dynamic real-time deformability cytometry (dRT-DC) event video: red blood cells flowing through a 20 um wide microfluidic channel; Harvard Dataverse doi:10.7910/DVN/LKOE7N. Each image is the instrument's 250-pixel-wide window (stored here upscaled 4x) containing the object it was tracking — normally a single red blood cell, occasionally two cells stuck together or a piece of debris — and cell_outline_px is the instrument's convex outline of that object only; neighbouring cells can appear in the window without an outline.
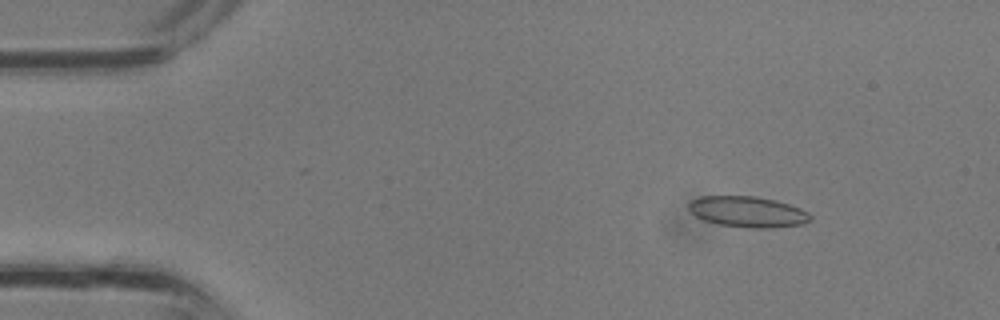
{"species": "common noctule bat (a hibernating species)", "species_latin": "Nyctalus noctula", "temperature_condition": "room temperature", "stored_images_in_passage": 34, "camera_frame_rate_fps": 3000, "um_per_image_px": 0.085, "animal": {"sex": "male", "body_mass_g": 13.3}, "frame": {"image": 1, "passage_image": 5, "time_ms": 1.333, "image_size_px": [1000, 320], "cell_outline_px": [[812, 220], [804, 224], [772, 228], [752, 228], [720, 224], [704, 220], [696, 216], [688, 208], [688, 204], [692, 200], [700, 196], [756, 196], [776, 200], [800, 208], [808, 212], [812, 216]], "centroid_in_image_um": [63.59, 18.0], "position_along_channel_um": 21.4, "area_um2": 21.91}}
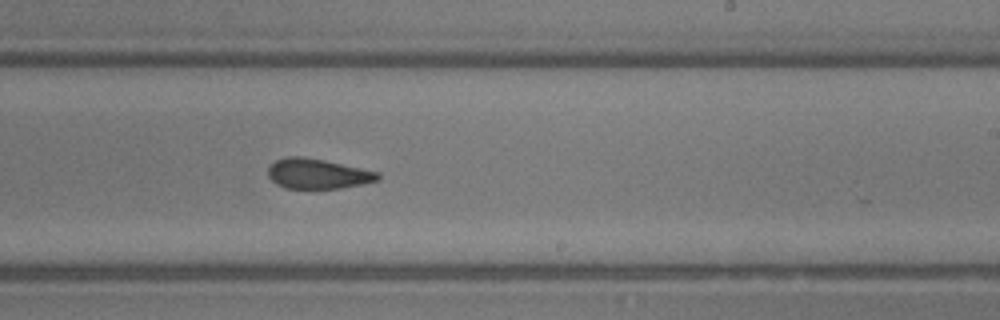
{"frame": {"image": 2, "passage_image": 21, "time_ms": 6.667, "image_size_px": [1000, 320], "cell_outline_px": [[380, 180], [364, 184], [340, 188], [284, 188], [276, 184], [268, 176], [268, 168], [276, 160], [288, 156], [300, 156], [324, 160], [380, 172]], "centroid_in_image_um": [27.03, 14.77], "position_along_channel_um": 262.0, "area_um2": 19.25}}
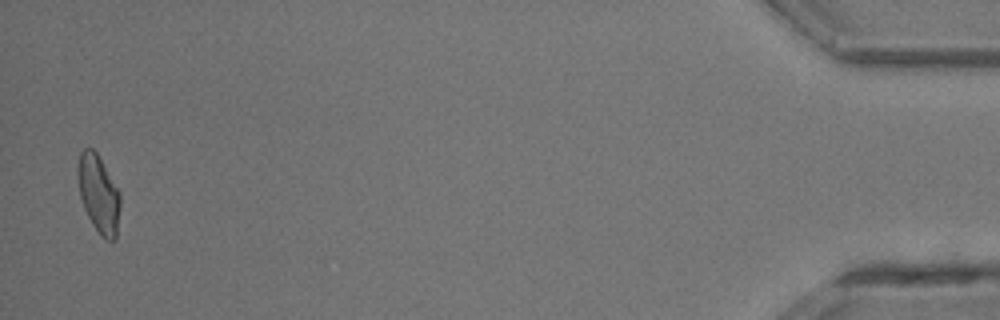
{"frame": {"image": 3, "passage_image": 34, "time_ms": 11.0, "image_size_px": [1000, 320], "cell_outline_px": [[120, 204], [116, 240], [104, 240], [100, 236], [92, 224], [84, 208], [80, 196], [80, 152], [84, 148], [92, 148], [96, 152], [120, 192]], "centroid_in_image_um": [8.43, 16.56], "position_along_channel_um": 426.8, "area_um2": 18.67}}